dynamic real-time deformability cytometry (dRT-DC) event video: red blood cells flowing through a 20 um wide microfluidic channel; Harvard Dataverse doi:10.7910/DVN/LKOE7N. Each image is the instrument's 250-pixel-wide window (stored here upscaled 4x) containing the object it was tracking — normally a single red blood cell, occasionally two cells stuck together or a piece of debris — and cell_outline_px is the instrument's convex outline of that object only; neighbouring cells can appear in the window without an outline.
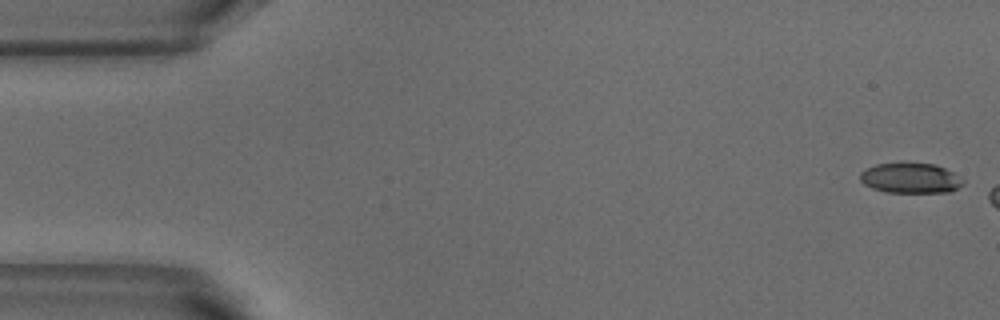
{"species": "common noctule bat (a hibernating species)", "species_latin": "Nyctalus noctula", "temperature_condition": "warm", "stored_images_in_passage": 3, "camera_frame_rate_fps": 3000, "um_per_image_px": 0.085, "animal": {"sex": "male", "body_mass_g": 18.8}, "frame": {"image": 1, "passage_image": 1, "time_ms": 0.0, "image_size_px": [1000, 320], "cell_outline_px": [[964, 184], [952, 192], [888, 192], [872, 188], [864, 184], [860, 180], [860, 172], [876, 164], [936, 164], [952, 172], [964, 180]], "centroid_in_image_um": [77.42, 15.16], "position_along_channel_um": 7.6, "area_um2": 17.86}}